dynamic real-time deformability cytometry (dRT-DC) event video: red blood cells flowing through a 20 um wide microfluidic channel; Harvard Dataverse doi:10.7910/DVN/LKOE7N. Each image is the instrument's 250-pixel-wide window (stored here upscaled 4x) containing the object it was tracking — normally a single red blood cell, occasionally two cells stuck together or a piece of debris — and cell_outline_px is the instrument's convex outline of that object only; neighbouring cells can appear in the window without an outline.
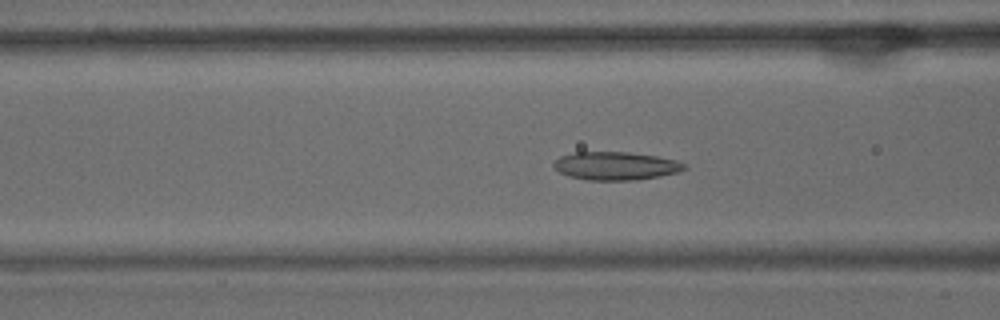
{"species": "common noctule bat (a hibernating species)", "species_latin": "Nyctalus noctula", "temperature_condition": "warm", "stored_images_in_passage": 52, "camera_frame_rate_fps": 3000, "um_per_image_px": 0.085, "animal": {"sex": "male", "body_mass_g": 15.6}, "frame": {"image": 1, "passage_image": 20, "time_ms": 6.333, "image_size_px": [1000, 320], "cell_outline_px": [[688, 168], [676, 172], [660, 176], [636, 180], [588, 180], [568, 176], [560, 172], [552, 164], [560, 156], [576, 152], [628, 152], [656, 156], [676, 160], [688, 164]], "centroid_in_image_um": [52.36, 14.1], "position_along_channel_um": 114.2, "area_um2": 21.44}}
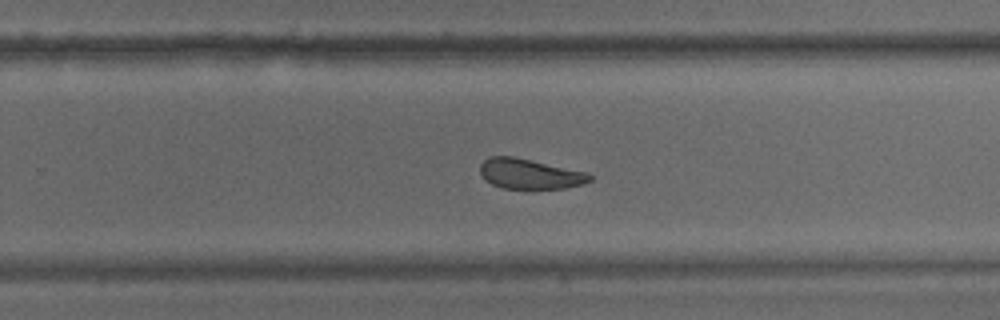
{"frame": {"image": 2, "passage_image": 33, "time_ms": 10.667, "image_size_px": [1000, 320], "cell_outline_px": [[592, 180], [584, 184], [564, 188], [504, 188], [492, 184], [484, 180], [480, 172], [480, 164], [488, 156], [516, 156], [588, 172], [592, 176]], "centroid_in_image_um": [45.04, 14.76], "position_along_channel_um": 284.8, "area_um2": 19.48}}
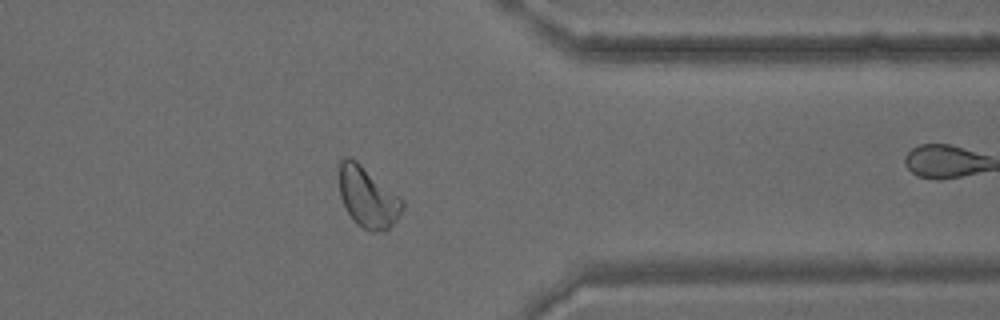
{"frame": {"image": 3, "passage_image": 41, "time_ms": 13.333, "image_size_px": [1000, 320], "cell_outline_px": [[404, 208], [396, 220], [384, 232], [368, 232], [356, 224], [348, 212], [340, 196], [340, 160], [344, 156], [352, 156], [404, 200]], "centroid_in_image_um": [31.27, 16.76], "position_along_channel_um": 380.1, "area_um2": 22.48}}